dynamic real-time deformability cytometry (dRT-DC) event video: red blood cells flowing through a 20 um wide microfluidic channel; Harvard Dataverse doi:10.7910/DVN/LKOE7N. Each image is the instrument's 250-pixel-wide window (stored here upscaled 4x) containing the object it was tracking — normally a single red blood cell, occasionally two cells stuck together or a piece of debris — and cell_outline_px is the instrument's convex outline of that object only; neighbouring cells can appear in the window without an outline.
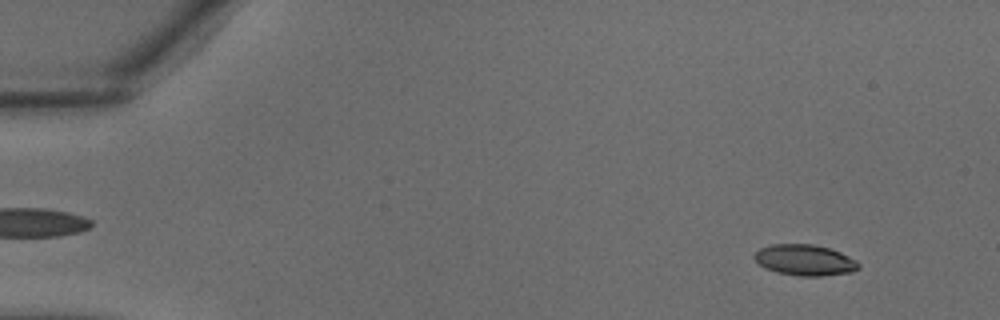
{"species": "common noctule bat (a hibernating species)", "species_latin": "Nyctalus noctula", "temperature_condition": "warm", "stored_images_in_passage": 12, "camera_frame_rate_fps": 3000, "um_per_image_px": 0.085, "animal": {"sex": "male", "body_mass_g": 18.8}, "frame": {"image": 1, "passage_image": 3, "time_ms": 0.667, "image_size_px": [1000, 320], "cell_outline_px": [[860, 268], [852, 272], [820, 276], [800, 276], [776, 272], [764, 268], [756, 264], [752, 256], [760, 248], [772, 244], [812, 244], [828, 248], [840, 252], [856, 260], [860, 264]], "centroid_in_image_um": [68.37, 22.11], "position_along_channel_um": 16.6, "area_um2": 18.96}}
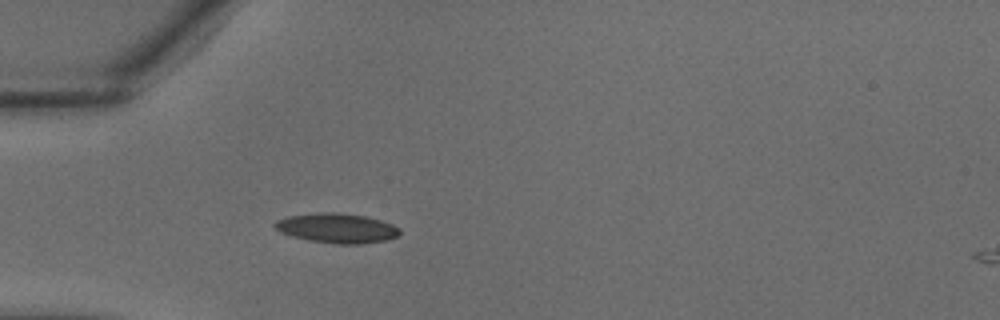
{"frame": {"image": 2, "passage_image": 11, "time_ms": 3.333, "image_size_px": [1000, 320], "cell_outline_px": [[400, 232], [396, 236], [388, 240], [360, 244], [336, 244], [308, 240], [292, 236], [280, 232], [272, 224], [276, 220], [288, 216], [320, 212], [336, 212], [364, 216], [380, 220], [392, 224], [400, 228]], "centroid_in_image_um": [28.62, 19.39], "position_along_channel_um": 56.4, "area_um2": 21.62}}